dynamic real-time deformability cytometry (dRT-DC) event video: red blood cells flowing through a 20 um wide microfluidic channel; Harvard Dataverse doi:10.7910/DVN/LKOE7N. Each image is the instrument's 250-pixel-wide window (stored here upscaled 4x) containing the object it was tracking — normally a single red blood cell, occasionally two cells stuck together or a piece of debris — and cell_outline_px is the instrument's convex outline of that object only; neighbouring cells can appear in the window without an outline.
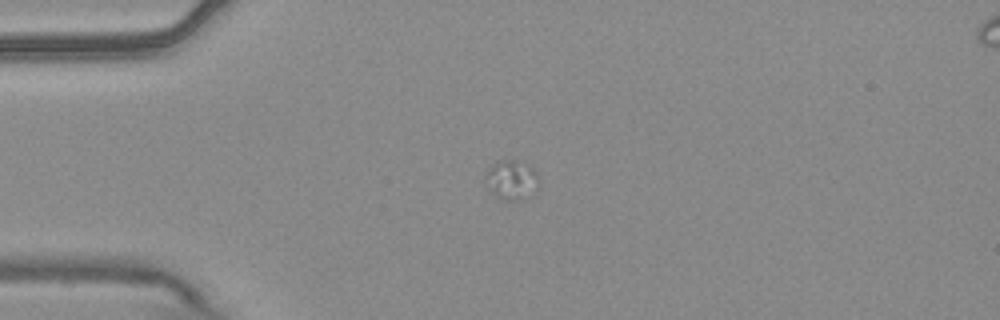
{"species": "common noctule bat (a hibernating species)", "species_latin": "Nyctalus noctula", "temperature_condition": "warm", "stored_images_in_passage": 22, "camera_frame_rate_fps": 3000, "um_per_image_px": 0.085, "animal": {"sex": "male", "body_mass_g": 20.4}, "frame": {"image": 1, "passage_image": 16, "time_ms": 5.0, "image_size_px": [1000, 320], "cell_outline_px": [[540, 180], [532, 196], [524, 200], [500, 200], [492, 192], [484, 176], [488, 168], [496, 160], [512, 160], [528, 164], [532, 168]], "centroid_in_image_um": [43.49, 15.3], "position_along_channel_um": 41.5, "area_um2": 12.43}}